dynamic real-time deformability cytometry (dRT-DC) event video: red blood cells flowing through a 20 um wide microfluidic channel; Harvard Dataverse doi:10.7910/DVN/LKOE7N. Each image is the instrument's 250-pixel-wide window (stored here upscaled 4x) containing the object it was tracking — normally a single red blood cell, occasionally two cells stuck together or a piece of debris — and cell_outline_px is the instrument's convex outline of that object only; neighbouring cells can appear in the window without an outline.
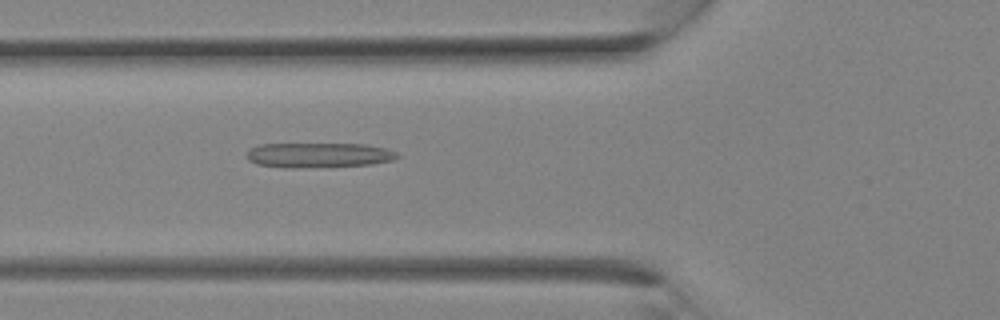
{"species": "Egyptian fruit bat (a non-hibernating species)", "species_latin": "Rousettus aegyptiacus", "temperature_condition": "room temperature", "stored_images_in_passage": 5, "camera_frame_rate_fps": 3000, "um_per_image_px": 0.085, "animal": {"sex": "female"}, "frame": {"image": 1, "passage_image": 5, "time_ms": 1.333, "image_size_px": [1000, 320], "cell_outline_px": [[400, 156], [392, 160], [372, 164], [296, 168], [292, 168], [256, 164], [248, 160], [244, 156], [248, 148], [260, 144], [364, 144], [384, 148], [396, 152]], "centroid_in_image_um": [27.01, 13.18], "position_along_channel_um": 98.8, "area_um2": 21.85}}